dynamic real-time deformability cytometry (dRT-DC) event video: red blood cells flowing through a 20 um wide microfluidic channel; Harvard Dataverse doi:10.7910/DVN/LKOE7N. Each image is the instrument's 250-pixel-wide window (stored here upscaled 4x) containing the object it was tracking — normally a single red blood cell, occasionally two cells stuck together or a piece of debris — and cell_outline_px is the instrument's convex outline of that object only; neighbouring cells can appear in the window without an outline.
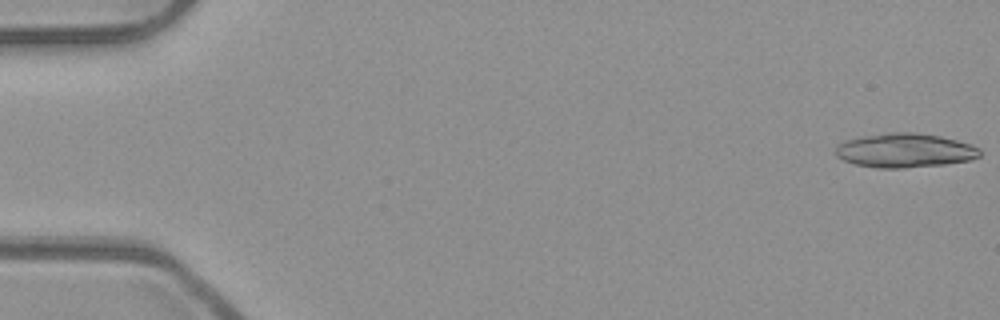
{"species": "common noctule bat (a hibernating species)", "species_latin": "Nyctalus noctula", "temperature_condition": "room temperature", "stored_images_in_passage": 10, "camera_frame_rate_fps": 3000, "um_per_image_px": 0.085, "animal": {"sex": "male", "body_mass_g": 23.1, "forearm_length_mm": 52.7}, "frame": {"image": 1, "passage_image": 1, "time_ms": 0.0, "image_size_px": [1000, 320], "cell_outline_px": [[980, 156], [972, 160], [944, 164], [904, 168], [876, 168], [856, 164], [844, 160], [836, 156], [836, 144], [844, 140], [864, 136], [888, 132], [916, 132], [940, 136], [972, 144], [980, 148]], "centroid_in_image_um": [76.92, 12.78], "position_along_channel_um": 8.1, "area_um2": 28.9}}